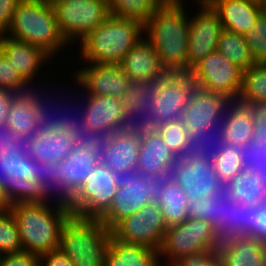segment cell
<instances>
[{
  "label": "cell",
  "mask_w": 266,
  "mask_h": 266,
  "mask_svg": "<svg viewBox=\"0 0 266 266\" xmlns=\"http://www.w3.org/2000/svg\"><path fill=\"white\" fill-rule=\"evenodd\" d=\"M50 199L16 191L11 195L8 208L16 218L23 251L42 255L59 249L62 227L72 213L67 202Z\"/></svg>",
  "instance_id": "6da1fadb"
},
{
  "label": "cell",
  "mask_w": 266,
  "mask_h": 266,
  "mask_svg": "<svg viewBox=\"0 0 266 266\" xmlns=\"http://www.w3.org/2000/svg\"><path fill=\"white\" fill-rule=\"evenodd\" d=\"M185 7L161 5L143 26L144 38L170 73H187L189 16Z\"/></svg>",
  "instance_id": "7a4b0ae2"
},
{
  "label": "cell",
  "mask_w": 266,
  "mask_h": 266,
  "mask_svg": "<svg viewBox=\"0 0 266 266\" xmlns=\"http://www.w3.org/2000/svg\"><path fill=\"white\" fill-rule=\"evenodd\" d=\"M143 25L131 19L109 15L101 25L79 41L80 60L96 64H119L143 38Z\"/></svg>",
  "instance_id": "3957f363"
},
{
  "label": "cell",
  "mask_w": 266,
  "mask_h": 266,
  "mask_svg": "<svg viewBox=\"0 0 266 266\" xmlns=\"http://www.w3.org/2000/svg\"><path fill=\"white\" fill-rule=\"evenodd\" d=\"M5 35L41 48L52 58L69 45L59 31L55 10L48 0H21Z\"/></svg>",
  "instance_id": "277c9868"
},
{
  "label": "cell",
  "mask_w": 266,
  "mask_h": 266,
  "mask_svg": "<svg viewBox=\"0 0 266 266\" xmlns=\"http://www.w3.org/2000/svg\"><path fill=\"white\" fill-rule=\"evenodd\" d=\"M258 206L235 201L227 192L188 202V218L204 220L212 226L220 242L237 236L253 238V212Z\"/></svg>",
  "instance_id": "5b68a950"
},
{
  "label": "cell",
  "mask_w": 266,
  "mask_h": 266,
  "mask_svg": "<svg viewBox=\"0 0 266 266\" xmlns=\"http://www.w3.org/2000/svg\"><path fill=\"white\" fill-rule=\"evenodd\" d=\"M171 176H150L137 170L114 172L118 189L109 210L99 219L112 230L122 219L146 205L158 204L162 188Z\"/></svg>",
  "instance_id": "8992f818"
},
{
  "label": "cell",
  "mask_w": 266,
  "mask_h": 266,
  "mask_svg": "<svg viewBox=\"0 0 266 266\" xmlns=\"http://www.w3.org/2000/svg\"><path fill=\"white\" fill-rule=\"evenodd\" d=\"M112 236L99 219L71 215L62 227L59 249L75 266H105Z\"/></svg>",
  "instance_id": "52a82bcc"
},
{
  "label": "cell",
  "mask_w": 266,
  "mask_h": 266,
  "mask_svg": "<svg viewBox=\"0 0 266 266\" xmlns=\"http://www.w3.org/2000/svg\"><path fill=\"white\" fill-rule=\"evenodd\" d=\"M220 243L209 223L200 219L187 218L167 228L159 250L160 260L163 258L161 265L171 266L183 256L204 250H217Z\"/></svg>",
  "instance_id": "ba28073f"
},
{
  "label": "cell",
  "mask_w": 266,
  "mask_h": 266,
  "mask_svg": "<svg viewBox=\"0 0 266 266\" xmlns=\"http://www.w3.org/2000/svg\"><path fill=\"white\" fill-rule=\"evenodd\" d=\"M58 28L66 41L78 44L110 15L107 0H54Z\"/></svg>",
  "instance_id": "9c48e42d"
},
{
  "label": "cell",
  "mask_w": 266,
  "mask_h": 266,
  "mask_svg": "<svg viewBox=\"0 0 266 266\" xmlns=\"http://www.w3.org/2000/svg\"><path fill=\"white\" fill-rule=\"evenodd\" d=\"M99 162L98 140L78 141L65 159L56 162L57 199L68 203L95 173Z\"/></svg>",
  "instance_id": "30bf717a"
},
{
  "label": "cell",
  "mask_w": 266,
  "mask_h": 266,
  "mask_svg": "<svg viewBox=\"0 0 266 266\" xmlns=\"http://www.w3.org/2000/svg\"><path fill=\"white\" fill-rule=\"evenodd\" d=\"M243 71L216 50L197 63L189 74L196 86L237 101L242 87Z\"/></svg>",
  "instance_id": "8fae6325"
},
{
  "label": "cell",
  "mask_w": 266,
  "mask_h": 266,
  "mask_svg": "<svg viewBox=\"0 0 266 266\" xmlns=\"http://www.w3.org/2000/svg\"><path fill=\"white\" fill-rule=\"evenodd\" d=\"M114 172L100 162L95 173L88 177L80 191L68 202L72 215L100 219L110 208L117 185Z\"/></svg>",
  "instance_id": "7c38bea8"
},
{
  "label": "cell",
  "mask_w": 266,
  "mask_h": 266,
  "mask_svg": "<svg viewBox=\"0 0 266 266\" xmlns=\"http://www.w3.org/2000/svg\"><path fill=\"white\" fill-rule=\"evenodd\" d=\"M170 176L183 188L188 202L225 191V185L215 172L210 158H179L172 166Z\"/></svg>",
  "instance_id": "4fadbf2b"
},
{
  "label": "cell",
  "mask_w": 266,
  "mask_h": 266,
  "mask_svg": "<svg viewBox=\"0 0 266 266\" xmlns=\"http://www.w3.org/2000/svg\"><path fill=\"white\" fill-rule=\"evenodd\" d=\"M167 228L158 205L149 204L122 219L111 231L118 240L159 251Z\"/></svg>",
  "instance_id": "5bb4252c"
},
{
  "label": "cell",
  "mask_w": 266,
  "mask_h": 266,
  "mask_svg": "<svg viewBox=\"0 0 266 266\" xmlns=\"http://www.w3.org/2000/svg\"><path fill=\"white\" fill-rule=\"evenodd\" d=\"M86 105L81 106L82 114L88 136L91 139L100 140L107 138L111 133L128 129L126 111L123 102L119 98L111 96H96L85 94Z\"/></svg>",
  "instance_id": "9a60e30c"
},
{
  "label": "cell",
  "mask_w": 266,
  "mask_h": 266,
  "mask_svg": "<svg viewBox=\"0 0 266 266\" xmlns=\"http://www.w3.org/2000/svg\"><path fill=\"white\" fill-rule=\"evenodd\" d=\"M170 72L152 80H130L128 89L122 97L126 111L128 129H155V102L159 95L164 78Z\"/></svg>",
  "instance_id": "2e32d148"
},
{
  "label": "cell",
  "mask_w": 266,
  "mask_h": 266,
  "mask_svg": "<svg viewBox=\"0 0 266 266\" xmlns=\"http://www.w3.org/2000/svg\"><path fill=\"white\" fill-rule=\"evenodd\" d=\"M198 8L199 13L192 17L189 15L187 73L217 50L218 39L223 30L218 14L209 4L200 5Z\"/></svg>",
  "instance_id": "e0dca14e"
},
{
  "label": "cell",
  "mask_w": 266,
  "mask_h": 266,
  "mask_svg": "<svg viewBox=\"0 0 266 266\" xmlns=\"http://www.w3.org/2000/svg\"><path fill=\"white\" fill-rule=\"evenodd\" d=\"M195 84L189 73H169L164 78L155 102V129L171 122L182 120L183 110L187 107Z\"/></svg>",
  "instance_id": "ac0fdd59"
},
{
  "label": "cell",
  "mask_w": 266,
  "mask_h": 266,
  "mask_svg": "<svg viewBox=\"0 0 266 266\" xmlns=\"http://www.w3.org/2000/svg\"><path fill=\"white\" fill-rule=\"evenodd\" d=\"M230 102L224 95L195 85L188 105L183 110L182 122L189 133L220 127Z\"/></svg>",
  "instance_id": "d6986e66"
},
{
  "label": "cell",
  "mask_w": 266,
  "mask_h": 266,
  "mask_svg": "<svg viewBox=\"0 0 266 266\" xmlns=\"http://www.w3.org/2000/svg\"><path fill=\"white\" fill-rule=\"evenodd\" d=\"M88 65V66H87ZM74 73L73 82L87 94L122 99L128 89L129 77L119 64L87 63Z\"/></svg>",
  "instance_id": "ffe728a7"
},
{
  "label": "cell",
  "mask_w": 266,
  "mask_h": 266,
  "mask_svg": "<svg viewBox=\"0 0 266 266\" xmlns=\"http://www.w3.org/2000/svg\"><path fill=\"white\" fill-rule=\"evenodd\" d=\"M140 130L126 129L98 140L100 163L113 172L137 170Z\"/></svg>",
  "instance_id": "44dd1931"
},
{
  "label": "cell",
  "mask_w": 266,
  "mask_h": 266,
  "mask_svg": "<svg viewBox=\"0 0 266 266\" xmlns=\"http://www.w3.org/2000/svg\"><path fill=\"white\" fill-rule=\"evenodd\" d=\"M38 90L17 94L11 102L6 125L18 136L24 139L31 138L43 126V100Z\"/></svg>",
  "instance_id": "7402d4cb"
},
{
  "label": "cell",
  "mask_w": 266,
  "mask_h": 266,
  "mask_svg": "<svg viewBox=\"0 0 266 266\" xmlns=\"http://www.w3.org/2000/svg\"><path fill=\"white\" fill-rule=\"evenodd\" d=\"M78 142L68 132L41 127L31 138L26 139L24 162H58L65 159Z\"/></svg>",
  "instance_id": "603a6c76"
},
{
  "label": "cell",
  "mask_w": 266,
  "mask_h": 266,
  "mask_svg": "<svg viewBox=\"0 0 266 266\" xmlns=\"http://www.w3.org/2000/svg\"><path fill=\"white\" fill-rule=\"evenodd\" d=\"M179 158L165 144L156 129L140 130L137 171L150 176H170Z\"/></svg>",
  "instance_id": "cb8c5ba5"
},
{
  "label": "cell",
  "mask_w": 266,
  "mask_h": 266,
  "mask_svg": "<svg viewBox=\"0 0 266 266\" xmlns=\"http://www.w3.org/2000/svg\"><path fill=\"white\" fill-rule=\"evenodd\" d=\"M0 50L6 55L20 76L33 88L36 85H32V83L38 80L36 78L41 71L42 64L53 61L50 59L52 57L41 48L5 34L0 35Z\"/></svg>",
  "instance_id": "d4e9b609"
},
{
  "label": "cell",
  "mask_w": 266,
  "mask_h": 266,
  "mask_svg": "<svg viewBox=\"0 0 266 266\" xmlns=\"http://www.w3.org/2000/svg\"><path fill=\"white\" fill-rule=\"evenodd\" d=\"M14 173L15 191L19 195L55 198L56 162H23Z\"/></svg>",
  "instance_id": "484cf974"
},
{
  "label": "cell",
  "mask_w": 266,
  "mask_h": 266,
  "mask_svg": "<svg viewBox=\"0 0 266 266\" xmlns=\"http://www.w3.org/2000/svg\"><path fill=\"white\" fill-rule=\"evenodd\" d=\"M218 14L223 29L244 35L264 11L263 2L255 0H208Z\"/></svg>",
  "instance_id": "4316f807"
},
{
  "label": "cell",
  "mask_w": 266,
  "mask_h": 266,
  "mask_svg": "<svg viewBox=\"0 0 266 266\" xmlns=\"http://www.w3.org/2000/svg\"><path fill=\"white\" fill-rule=\"evenodd\" d=\"M119 65L130 80H152L167 72L156 51L144 37L124 56Z\"/></svg>",
  "instance_id": "83f0119b"
},
{
  "label": "cell",
  "mask_w": 266,
  "mask_h": 266,
  "mask_svg": "<svg viewBox=\"0 0 266 266\" xmlns=\"http://www.w3.org/2000/svg\"><path fill=\"white\" fill-rule=\"evenodd\" d=\"M217 252L224 266H266V246L250 236L221 242Z\"/></svg>",
  "instance_id": "f1b7e54d"
},
{
  "label": "cell",
  "mask_w": 266,
  "mask_h": 266,
  "mask_svg": "<svg viewBox=\"0 0 266 266\" xmlns=\"http://www.w3.org/2000/svg\"><path fill=\"white\" fill-rule=\"evenodd\" d=\"M256 106L231 101L225 110L221 127L224 142L240 145L255 137Z\"/></svg>",
  "instance_id": "f546056e"
},
{
  "label": "cell",
  "mask_w": 266,
  "mask_h": 266,
  "mask_svg": "<svg viewBox=\"0 0 266 266\" xmlns=\"http://www.w3.org/2000/svg\"><path fill=\"white\" fill-rule=\"evenodd\" d=\"M105 266H162L159 251L126 243L112 236L105 255Z\"/></svg>",
  "instance_id": "4dcf8cb0"
},
{
  "label": "cell",
  "mask_w": 266,
  "mask_h": 266,
  "mask_svg": "<svg viewBox=\"0 0 266 266\" xmlns=\"http://www.w3.org/2000/svg\"><path fill=\"white\" fill-rule=\"evenodd\" d=\"M225 192L237 202L260 206L266 203V173L242 170L225 185Z\"/></svg>",
  "instance_id": "1f68e13d"
},
{
  "label": "cell",
  "mask_w": 266,
  "mask_h": 266,
  "mask_svg": "<svg viewBox=\"0 0 266 266\" xmlns=\"http://www.w3.org/2000/svg\"><path fill=\"white\" fill-rule=\"evenodd\" d=\"M46 101L45 102L43 101V114H42L43 127H48L51 130L68 132L71 136H73L78 141L91 140V138L88 136V132L86 129V125L84 123L82 111L79 112L78 110H76V112L74 111L76 114H74V112L70 109V107L68 108L69 111H67V109H65L66 110L65 111L63 110L64 108L62 107H60L61 109L59 107H56L55 104L57 105V103H55L53 100H51L52 102L51 101L48 102V100ZM52 103L54 105H52Z\"/></svg>",
  "instance_id": "d6a6232c"
},
{
  "label": "cell",
  "mask_w": 266,
  "mask_h": 266,
  "mask_svg": "<svg viewBox=\"0 0 266 266\" xmlns=\"http://www.w3.org/2000/svg\"><path fill=\"white\" fill-rule=\"evenodd\" d=\"M159 203L164 222L167 227L179 224L188 218L186 208L188 206V199L183 188L170 177L164 187Z\"/></svg>",
  "instance_id": "836d02e7"
},
{
  "label": "cell",
  "mask_w": 266,
  "mask_h": 266,
  "mask_svg": "<svg viewBox=\"0 0 266 266\" xmlns=\"http://www.w3.org/2000/svg\"><path fill=\"white\" fill-rule=\"evenodd\" d=\"M223 143L221 126L188 133L184 154L181 158L206 157L213 159L220 152Z\"/></svg>",
  "instance_id": "e575fe53"
},
{
  "label": "cell",
  "mask_w": 266,
  "mask_h": 266,
  "mask_svg": "<svg viewBox=\"0 0 266 266\" xmlns=\"http://www.w3.org/2000/svg\"><path fill=\"white\" fill-rule=\"evenodd\" d=\"M237 102L248 106L266 104V63L256 62L243 71V80Z\"/></svg>",
  "instance_id": "d590c367"
},
{
  "label": "cell",
  "mask_w": 266,
  "mask_h": 266,
  "mask_svg": "<svg viewBox=\"0 0 266 266\" xmlns=\"http://www.w3.org/2000/svg\"><path fill=\"white\" fill-rule=\"evenodd\" d=\"M217 51L243 70L256 63L244 35L236 32L223 29L218 39Z\"/></svg>",
  "instance_id": "8d00e7d4"
},
{
  "label": "cell",
  "mask_w": 266,
  "mask_h": 266,
  "mask_svg": "<svg viewBox=\"0 0 266 266\" xmlns=\"http://www.w3.org/2000/svg\"><path fill=\"white\" fill-rule=\"evenodd\" d=\"M110 15L131 19L143 26L161 6L159 0H107Z\"/></svg>",
  "instance_id": "74e56055"
},
{
  "label": "cell",
  "mask_w": 266,
  "mask_h": 266,
  "mask_svg": "<svg viewBox=\"0 0 266 266\" xmlns=\"http://www.w3.org/2000/svg\"><path fill=\"white\" fill-rule=\"evenodd\" d=\"M26 139L0 124V159L14 172L25 160Z\"/></svg>",
  "instance_id": "f35d334b"
},
{
  "label": "cell",
  "mask_w": 266,
  "mask_h": 266,
  "mask_svg": "<svg viewBox=\"0 0 266 266\" xmlns=\"http://www.w3.org/2000/svg\"><path fill=\"white\" fill-rule=\"evenodd\" d=\"M238 146L224 142L220 152L212 159L215 172L224 185H227L243 170L238 156Z\"/></svg>",
  "instance_id": "ab89813d"
},
{
  "label": "cell",
  "mask_w": 266,
  "mask_h": 266,
  "mask_svg": "<svg viewBox=\"0 0 266 266\" xmlns=\"http://www.w3.org/2000/svg\"><path fill=\"white\" fill-rule=\"evenodd\" d=\"M23 251L16 218L9 208L0 210V255Z\"/></svg>",
  "instance_id": "60d3db41"
},
{
  "label": "cell",
  "mask_w": 266,
  "mask_h": 266,
  "mask_svg": "<svg viewBox=\"0 0 266 266\" xmlns=\"http://www.w3.org/2000/svg\"><path fill=\"white\" fill-rule=\"evenodd\" d=\"M237 151L243 170L266 173V150L258 141L242 143Z\"/></svg>",
  "instance_id": "b9f144b4"
},
{
  "label": "cell",
  "mask_w": 266,
  "mask_h": 266,
  "mask_svg": "<svg viewBox=\"0 0 266 266\" xmlns=\"http://www.w3.org/2000/svg\"><path fill=\"white\" fill-rule=\"evenodd\" d=\"M156 130L170 150L178 158H181L184 154L186 137L189 133L182 120L165 123L156 128Z\"/></svg>",
  "instance_id": "7bdbcfd3"
},
{
  "label": "cell",
  "mask_w": 266,
  "mask_h": 266,
  "mask_svg": "<svg viewBox=\"0 0 266 266\" xmlns=\"http://www.w3.org/2000/svg\"><path fill=\"white\" fill-rule=\"evenodd\" d=\"M250 52L256 62L266 63V12L263 11L253 27L244 34Z\"/></svg>",
  "instance_id": "ee69618b"
},
{
  "label": "cell",
  "mask_w": 266,
  "mask_h": 266,
  "mask_svg": "<svg viewBox=\"0 0 266 266\" xmlns=\"http://www.w3.org/2000/svg\"><path fill=\"white\" fill-rule=\"evenodd\" d=\"M0 88L21 94L33 88L20 76L6 55L0 50Z\"/></svg>",
  "instance_id": "f6af8a7d"
},
{
  "label": "cell",
  "mask_w": 266,
  "mask_h": 266,
  "mask_svg": "<svg viewBox=\"0 0 266 266\" xmlns=\"http://www.w3.org/2000/svg\"><path fill=\"white\" fill-rule=\"evenodd\" d=\"M171 266H224L217 250H204L179 258Z\"/></svg>",
  "instance_id": "bcb514c9"
},
{
  "label": "cell",
  "mask_w": 266,
  "mask_h": 266,
  "mask_svg": "<svg viewBox=\"0 0 266 266\" xmlns=\"http://www.w3.org/2000/svg\"><path fill=\"white\" fill-rule=\"evenodd\" d=\"M0 266H40V255L28 251L2 254Z\"/></svg>",
  "instance_id": "7dc6e473"
},
{
  "label": "cell",
  "mask_w": 266,
  "mask_h": 266,
  "mask_svg": "<svg viewBox=\"0 0 266 266\" xmlns=\"http://www.w3.org/2000/svg\"><path fill=\"white\" fill-rule=\"evenodd\" d=\"M252 226L253 238L266 246V203L254 210Z\"/></svg>",
  "instance_id": "c3c4849f"
},
{
  "label": "cell",
  "mask_w": 266,
  "mask_h": 266,
  "mask_svg": "<svg viewBox=\"0 0 266 266\" xmlns=\"http://www.w3.org/2000/svg\"><path fill=\"white\" fill-rule=\"evenodd\" d=\"M21 0H0V35L5 34L13 22V15Z\"/></svg>",
  "instance_id": "681fc988"
},
{
  "label": "cell",
  "mask_w": 266,
  "mask_h": 266,
  "mask_svg": "<svg viewBox=\"0 0 266 266\" xmlns=\"http://www.w3.org/2000/svg\"><path fill=\"white\" fill-rule=\"evenodd\" d=\"M40 266H75L73 261L60 249L40 255Z\"/></svg>",
  "instance_id": "f907efd6"
},
{
  "label": "cell",
  "mask_w": 266,
  "mask_h": 266,
  "mask_svg": "<svg viewBox=\"0 0 266 266\" xmlns=\"http://www.w3.org/2000/svg\"><path fill=\"white\" fill-rule=\"evenodd\" d=\"M256 129L254 139L266 150V104L256 106Z\"/></svg>",
  "instance_id": "816d5d0a"
},
{
  "label": "cell",
  "mask_w": 266,
  "mask_h": 266,
  "mask_svg": "<svg viewBox=\"0 0 266 266\" xmlns=\"http://www.w3.org/2000/svg\"><path fill=\"white\" fill-rule=\"evenodd\" d=\"M15 192V178H0V210L8 208L11 195Z\"/></svg>",
  "instance_id": "f5cc1de1"
},
{
  "label": "cell",
  "mask_w": 266,
  "mask_h": 266,
  "mask_svg": "<svg viewBox=\"0 0 266 266\" xmlns=\"http://www.w3.org/2000/svg\"><path fill=\"white\" fill-rule=\"evenodd\" d=\"M16 95L15 92L10 91L9 89L0 88V124H6L12 99Z\"/></svg>",
  "instance_id": "db71d44e"
},
{
  "label": "cell",
  "mask_w": 266,
  "mask_h": 266,
  "mask_svg": "<svg viewBox=\"0 0 266 266\" xmlns=\"http://www.w3.org/2000/svg\"><path fill=\"white\" fill-rule=\"evenodd\" d=\"M0 178H15L14 171L0 159Z\"/></svg>",
  "instance_id": "11a10c76"
},
{
  "label": "cell",
  "mask_w": 266,
  "mask_h": 266,
  "mask_svg": "<svg viewBox=\"0 0 266 266\" xmlns=\"http://www.w3.org/2000/svg\"><path fill=\"white\" fill-rule=\"evenodd\" d=\"M161 5H184L185 2L182 0H159ZM196 1V0H194ZM197 5L208 4V0H197Z\"/></svg>",
  "instance_id": "9f6ffc18"
},
{
  "label": "cell",
  "mask_w": 266,
  "mask_h": 266,
  "mask_svg": "<svg viewBox=\"0 0 266 266\" xmlns=\"http://www.w3.org/2000/svg\"><path fill=\"white\" fill-rule=\"evenodd\" d=\"M264 11L266 12V0H264Z\"/></svg>",
  "instance_id": "6f0895ef"
},
{
  "label": "cell",
  "mask_w": 266,
  "mask_h": 266,
  "mask_svg": "<svg viewBox=\"0 0 266 266\" xmlns=\"http://www.w3.org/2000/svg\"><path fill=\"white\" fill-rule=\"evenodd\" d=\"M255 1H258V2H263V3H264V0H255Z\"/></svg>",
  "instance_id": "680465c9"
}]
</instances>
